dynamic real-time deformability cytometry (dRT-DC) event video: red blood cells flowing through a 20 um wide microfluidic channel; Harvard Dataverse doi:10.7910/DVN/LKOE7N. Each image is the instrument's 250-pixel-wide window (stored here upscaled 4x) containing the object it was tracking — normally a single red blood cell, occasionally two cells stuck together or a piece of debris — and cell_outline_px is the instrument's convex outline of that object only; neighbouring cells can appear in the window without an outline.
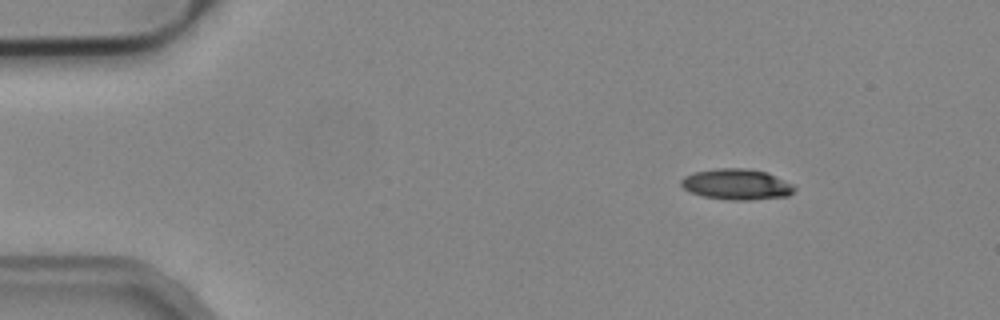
{"species": "common noctule bat (a hibernating species)", "species_latin": "Nyctalus noctula", "temperature_condition": "cold", "stored_images_in_passage": 52, "camera_frame_rate_fps": 3000, "um_per_image_px": 0.085, "animal": {"sex": "male", "body_mass_g": 19.2, "forearm_length_mm": 51.8}, "frame": {"image": 1, "passage_image": 6, "time_ms": 1.667, "image_size_px": [1000, 320], "cell_outline_px": [[796, 188], [788, 196], [752, 200], [728, 200], [704, 196], [692, 192], [684, 188], [680, 184], [680, 180], [684, 176], [692, 172], [716, 168], [744, 168], [768, 172], [792, 184]], "centroid_in_image_um": [62.6, 15.66], "position_along_channel_um": 22.4, "area_um2": 20.4}}
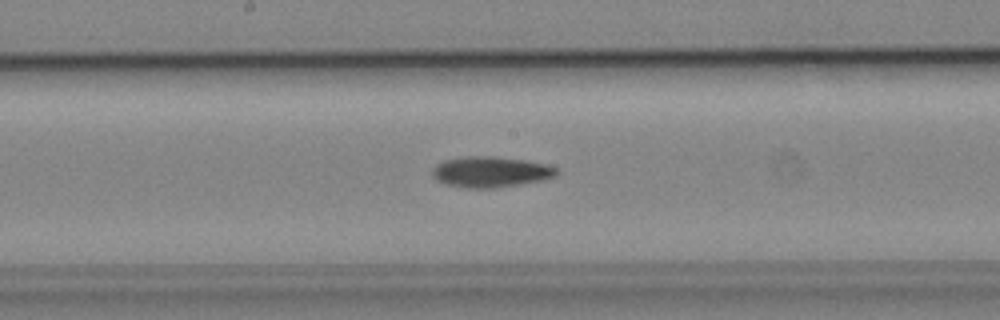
{"frame": {"image": 2, "passage_image": 27, "time_ms": 8.667, "image_size_px": [1000, 320], "cell_outline_px": [[560, 172], [556, 176], [544, 180], [488, 188], [468, 188], [448, 184], [432, 176], [432, 168], [436, 164], [444, 160], [460, 156], [496, 156], [524, 160], [544, 164], [556, 168]], "centroid_in_image_um": [41.7, 14.59], "position_along_channel_um": 206.5, "area_um2": 22.08}}
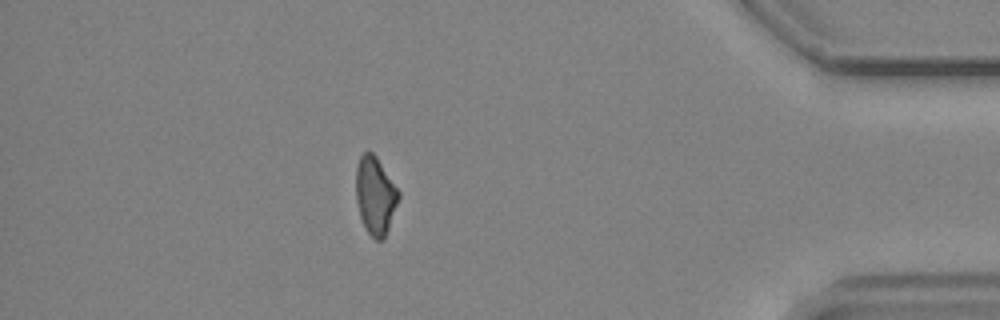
{"frame": {"image": 3, "passage_image": 46, "time_ms": 15.0, "image_size_px": [1000, 320], "cell_outline_px": [[400, 196], [384, 240], [376, 240], [364, 228], [360, 216], [356, 200], [356, 164], [360, 156], [364, 152], [372, 152], [376, 156], [400, 192]], "centroid_in_image_um": [31.89, 16.62], "position_along_channel_um": 403.3, "area_um2": 19.31}}